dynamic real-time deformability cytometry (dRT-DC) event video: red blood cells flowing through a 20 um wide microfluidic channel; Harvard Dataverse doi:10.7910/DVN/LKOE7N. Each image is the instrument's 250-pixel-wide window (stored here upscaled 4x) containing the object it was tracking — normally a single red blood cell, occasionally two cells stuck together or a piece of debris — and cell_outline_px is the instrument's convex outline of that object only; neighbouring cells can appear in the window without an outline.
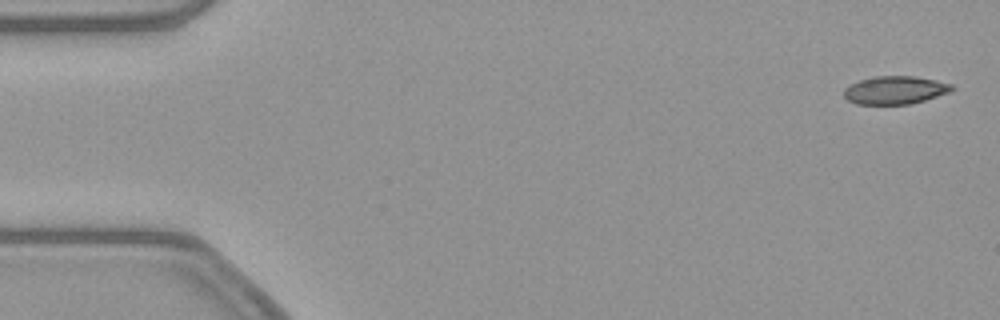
{"species": "common noctule bat (a hibernating species)", "species_latin": "Nyctalus noctula", "temperature_condition": "warm", "stored_images_in_passage": 53, "camera_frame_rate_fps": 3000, "um_per_image_px": 0.085, "animal": {"sex": "female", "body_mass_g": 21.9}, "frame": {"image": 1, "passage_image": 2, "time_ms": 0.333, "image_size_px": [1000, 320], "cell_outline_px": [[956, 88], [948, 92], [912, 104], [856, 104], [848, 100], [844, 96], [844, 88], [848, 84], [860, 80], [876, 76], [916, 76], [936, 80], [952, 84]], "centroid_in_image_um": [76.06, 7.65], "position_along_channel_um": 8.9, "area_um2": 17.69}}
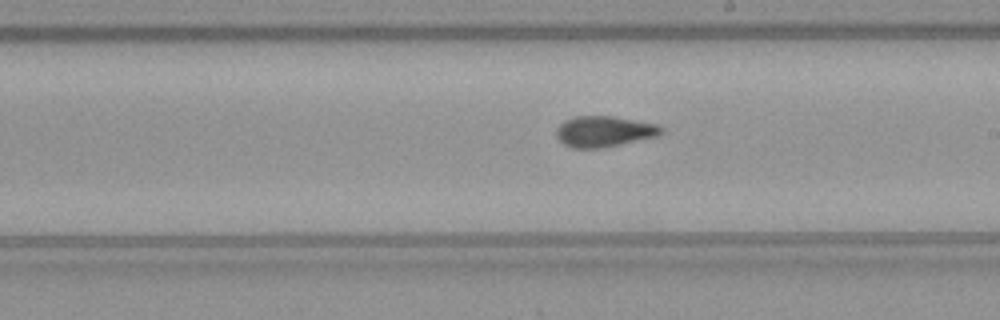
{"frame": {"image": 2, "passage_image": 30, "time_ms": 9.667, "image_size_px": [1000, 320], "cell_outline_px": [[664, 132], [656, 136], [604, 148], [572, 148], [564, 144], [556, 136], [556, 128], [564, 120], [576, 116], [612, 116], [656, 124], [664, 128]], "centroid_in_image_um": [51.33, 11.17], "position_along_channel_um": 237.7, "area_um2": 18.84}}
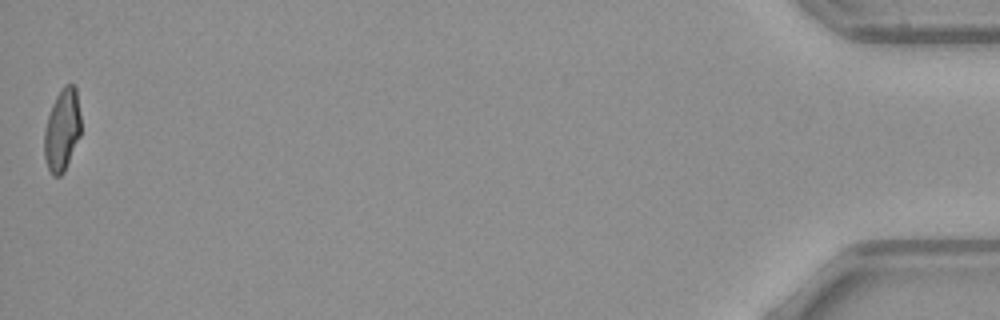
{"frame": {"image": 3, "passage_image": 53, "time_ms": 17.333, "image_size_px": [1000, 320], "cell_outline_px": [[80, 136], [64, 172], [60, 176], [52, 176], [48, 168], [44, 156], [44, 132], [48, 116], [52, 104], [56, 96], [64, 84], [72, 84], [76, 88], [80, 116]], "centroid_in_image_um": [5.27, 11.06], "position_along_channel_um": 429.9, "area_um2": 17.51}, "authors_computed_cell_mechanics": {"area_um2": 18.785, "velocity_mm_per_s": 3.8701, "shape_relaxation_time_tau1_ms": null, "shape_relaxation_time_tau2_ms": 1.1886, "deformation_change_tau1": null, "deformation_change_tau2": 0.0691}}